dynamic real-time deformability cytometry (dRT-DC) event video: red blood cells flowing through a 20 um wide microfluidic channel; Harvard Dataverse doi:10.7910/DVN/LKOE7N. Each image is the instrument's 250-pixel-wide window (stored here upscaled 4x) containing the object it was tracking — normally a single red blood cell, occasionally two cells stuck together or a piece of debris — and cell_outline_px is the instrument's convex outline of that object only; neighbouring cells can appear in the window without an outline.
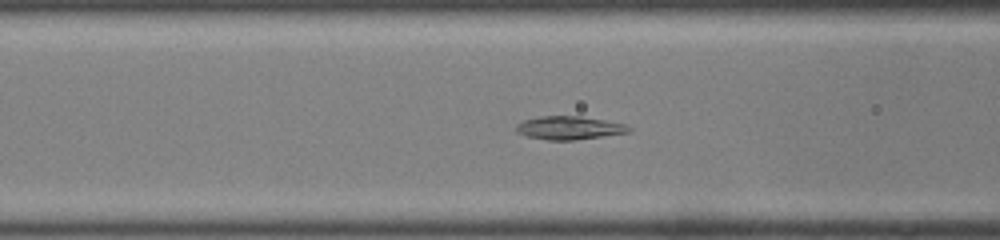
{"species": "common noctule bat (a hibernating species)", "species_latin": "Nyctalus noctula", "temperature_condition": "room temperature", "stored_images_in_passage": 34, "camera_frame_rate_fps": 3000, "um_per_image_px": 0.085, "animal": {"sex": "male", "body_mass_g": 19.0, "forearm_length_mm": 50.8}, "frame": {"image": 1, "passage_image": 6, "time_ms": 1.667, "image_size_px": [1000, 240], "cell_outline_px": [[632, 132], [576, 140], [548, 140], [528, 136], [516, 132], [516, 124], [524, 120], [540, 116], [580, 116], [628, 124], [632, 128]], "centroid_in_image_um": [48.43, 10.87], "position_along_channel_um": 118.2, "area_um2": 15.43}}
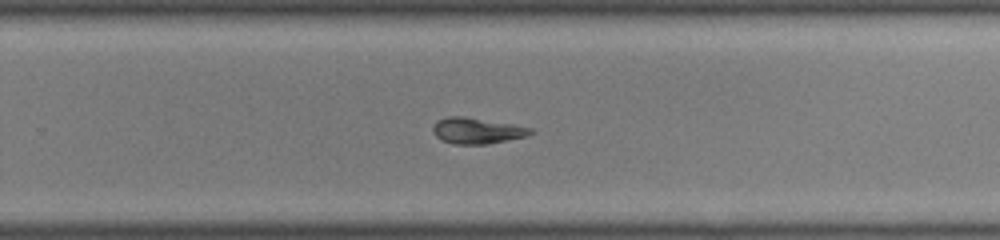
{"frame": {"image": 2, "passage_image": 18, "time_ms": 5.667, "image_size_px": [1000, 240], "cell_outline_px": [[536, 132], [524, 136], [488, 144], [452, 144], [440, 140], [432, 132], [432, 128], [436, 120], [448, 116], [464, 116], [512, 124], [532, 128]], "centroid_in_image_um": [40.49, 11.11], "position_along_channel_um": 289.3, "area_um2": 14.85}}
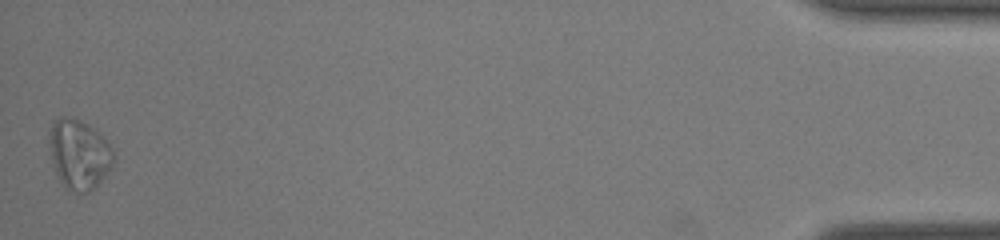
{"frame": {"image": 3, "passage_image": 34, "time_ms": 11.0, "image_size_px": [1000, 240], "cell_outline_px": [[112, 168], [88, 192], [76, 192], [68, 188], [56, 176], [52, 160], [48, 140], [48, 132], [52, 124], [56, 120], [64, 116], [68, 116], [80, 120], [88, 124], [112, 148]], "centroid_in_image_um": [6.67, 13.09], "position_along_channel_um": 428.5, "area_um2": 25.55}, "authors_computed_cell_mechanics": {"area_um2": 15.4037, "velocity_mm_per_s": 4.2879, "shape_relaxation_time_tau1_ms": null, "shape_relaxation_time_tau2_ms": 3.9629, "deformation_change_tau1": null, "deformation_change_tau2": 0.1144}}